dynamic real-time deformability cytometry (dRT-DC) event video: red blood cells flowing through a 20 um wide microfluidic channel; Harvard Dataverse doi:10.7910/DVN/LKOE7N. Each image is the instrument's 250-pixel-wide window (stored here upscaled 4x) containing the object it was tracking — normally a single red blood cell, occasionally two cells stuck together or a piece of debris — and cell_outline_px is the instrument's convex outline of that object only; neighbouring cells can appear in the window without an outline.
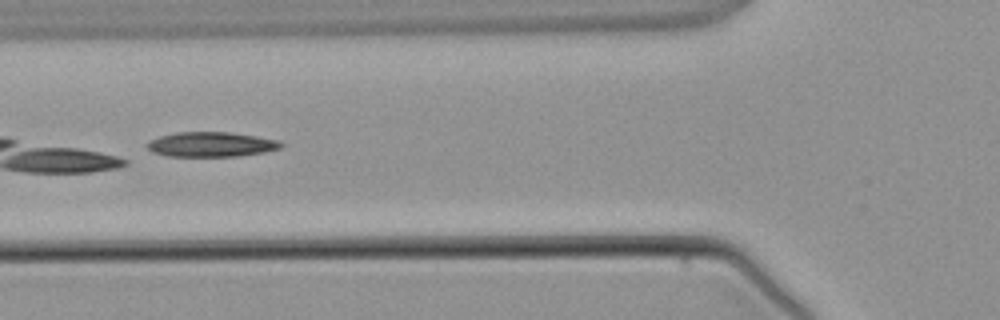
{"species": "common noctule bat (a hibernating species)", "species_latin": "Nyctalus noctula", "temperature_condition": "warm", "stored_images_in_passage": 5, "camera_frame_rate_fps": 3000, "um_per_image_px": 0.085, "animal": {"sex": "male", "body_mass_g": 21.5, "forearm_length_mm": 52.0}, "frame": {"image": 1, "passage_image": 4, "time_ms": 3.667, "image_size_px": [1000, 320], "cell_outline_px": [[284, 144], [280, 148], [264, 152], [240, 156], [168, 156], [152, 152], [144, 144], [148, 140], [160, 136], [176, 132], [228, 132], [256, 136], [280, 140]], "centroid_in_image_um": [17.93, 12.27], "position_along_channel_um": 107.9, "area_um2": 19.48}}
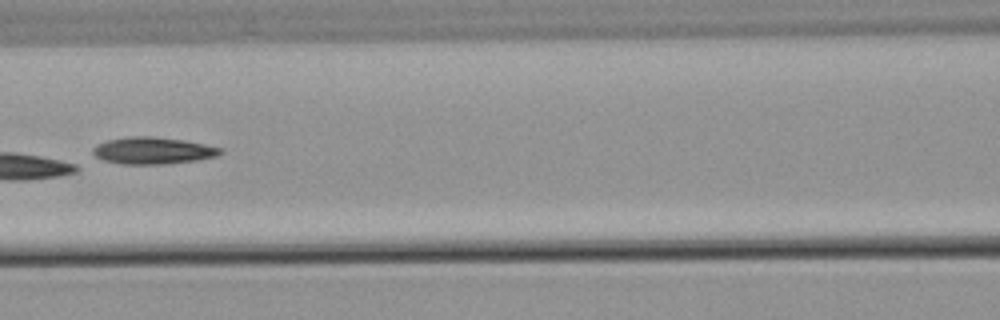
{"frame": {"image": 2, "passage_image": 5, "time_ms": 4.667, "image_size_px": [1000, 320], "cell_outline_px": [[224, 152], [216, 156], [196, 160], [168, 164], [124, 164], [104, 160], [96, 156], [92, 152], [92, 148], [108, 140], [132, 136], [148, 136], [184, 140], [224, 148]], "centroid_in_image_um": [13.05, 12.8], "position_along_channel_um": 153.6, "area_um2": 19.83}}